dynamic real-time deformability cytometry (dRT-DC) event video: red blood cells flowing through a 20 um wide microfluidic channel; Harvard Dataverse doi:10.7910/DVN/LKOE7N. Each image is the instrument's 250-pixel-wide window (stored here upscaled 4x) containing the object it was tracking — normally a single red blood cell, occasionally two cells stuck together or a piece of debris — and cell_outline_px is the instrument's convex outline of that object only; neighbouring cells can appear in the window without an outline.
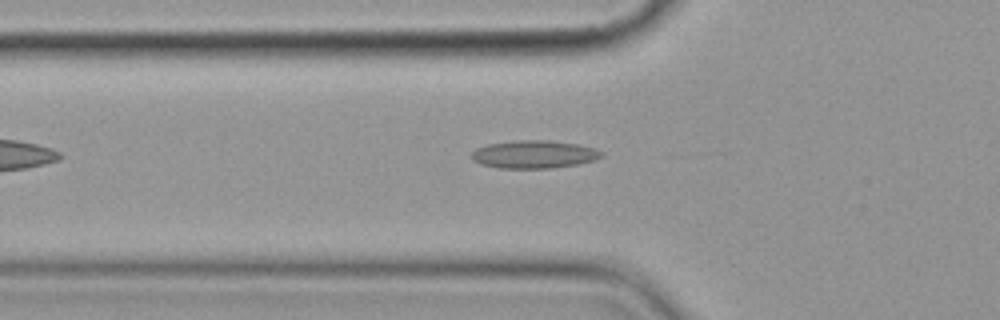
{"species": "common noctule bat (a hibernating species)", "species_latin": "Nyctalus noctula", "temperature_condition": "cold", "stored_images_in_passage": 4, "camera_frame_rate_fps": 3000, "um_per_image_px": 0.085, "animal": {"sex": "female", "body_mass_g": 19.9}, "frame": {"image": 1, "passage_image": 3, "time_ms": 2.333, "image_size_px": [1000, 320], "cell_outline_px": [[604, 156], [596, 160], [580, 164], [552, 168], [500, 168], [480, 164], [472, 160], [472, 152], [476, 148], [488, 144], [516, 140], [548, 140], [576, 144], [596, 148], [604, 152]], "centroid_in_image_um": [45.44, 13.12], "position_along_channel_um": 80.4, "area_um2": 21.33}}
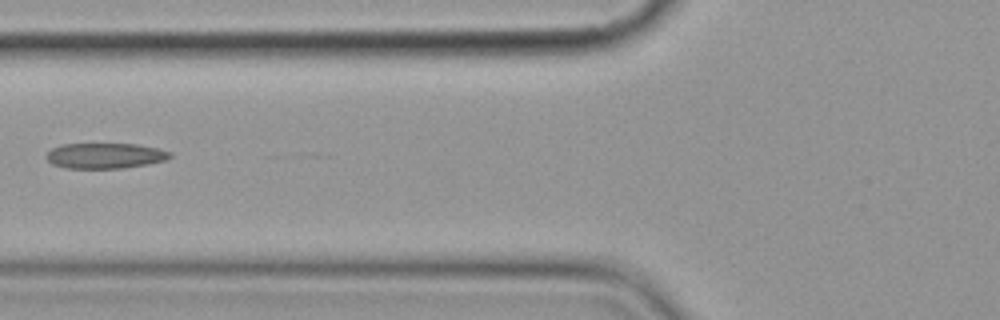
{"frame": {"image": 2, "passage_image": 4, "time_ms": 3.333, "image_size_px": [1000, 320], "cell_outline_px": [[172, 156], [164, 160], [148, 164], [124, 168], [68, 168], [52, 164], [44, 156], [52, 148], [60, 144], [136, 144], [156, 148], [172, 152]], "centroid_in_image_um": [8.91, 13.23], "position_along_channel_um": 116.9, "area_um2": 18.32}}